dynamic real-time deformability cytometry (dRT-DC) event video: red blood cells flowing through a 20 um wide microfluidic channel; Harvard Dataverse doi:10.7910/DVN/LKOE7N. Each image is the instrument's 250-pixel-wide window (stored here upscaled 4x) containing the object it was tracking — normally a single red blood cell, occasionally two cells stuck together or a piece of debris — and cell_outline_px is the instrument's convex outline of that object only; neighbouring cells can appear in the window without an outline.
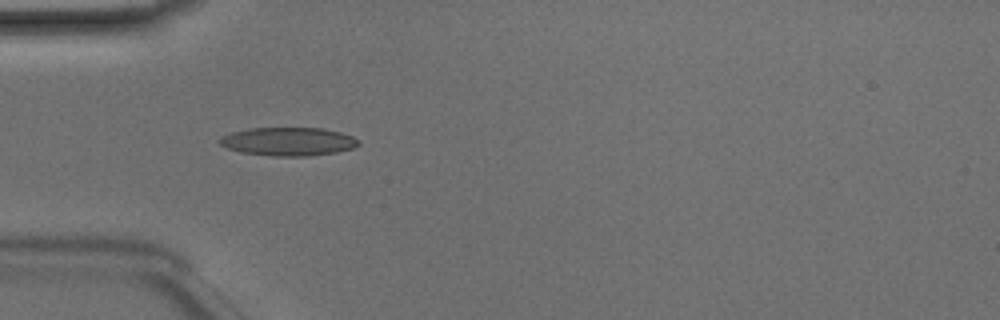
{"species": "Egyptian fruit bat (a non-hibernating species)", "species_latin": "Rousettus aegyptiacus", "temperature_condition": "room temperature", "stored_images_in_passage": 21, "camera_frame_rate_fps": 3000, "um_per_image_px": 0.085, "animal": {"sex": "male"}, "frame": {"image": 1, "passage_image": 4, "time_ms": 1.0, "image_size_px": [1000, 320], "cell_outline_px": [[360, 144], [352, 148], [336, 152], [308, 156], [276, 156], [240, 152], [228, 148], [220, 144], [216, 140], [220, 136], [232, 132], [252, 128], [324, 128], [340, 132], [352, 136]], "centroid_in_image_um": [24.47, 12.02], "position_along_channel_um": 60.5, "area_um2": 22.89}}
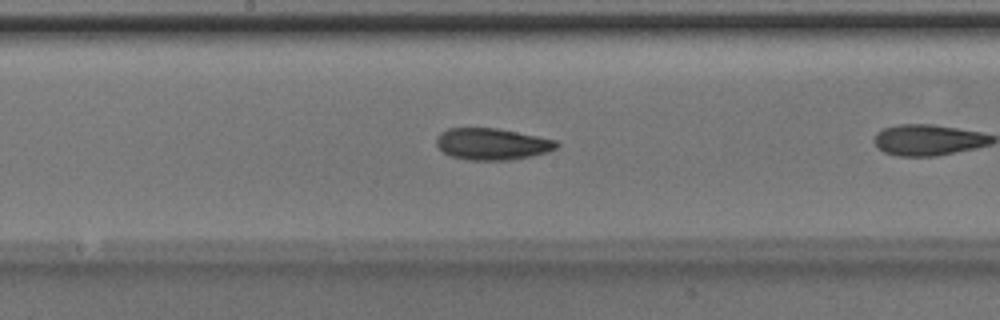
{"frame": {"image": 2, "passage_image": 12, "time_ms": 3.667, "image_size_px": [1000, 320], "cell_outline_px": [[560, 144], [556, 148], [548, 152], [532, 156], [508, 160], [468, 160], [448, 156], [436, 144], [436, 136], [440, 132], [448, 128], [496, 128], [556, 140]], "centroid_in_image_um": [41.8, 12.25], "position_along_channel_um": 206.4, "area_um2": 22.2}}